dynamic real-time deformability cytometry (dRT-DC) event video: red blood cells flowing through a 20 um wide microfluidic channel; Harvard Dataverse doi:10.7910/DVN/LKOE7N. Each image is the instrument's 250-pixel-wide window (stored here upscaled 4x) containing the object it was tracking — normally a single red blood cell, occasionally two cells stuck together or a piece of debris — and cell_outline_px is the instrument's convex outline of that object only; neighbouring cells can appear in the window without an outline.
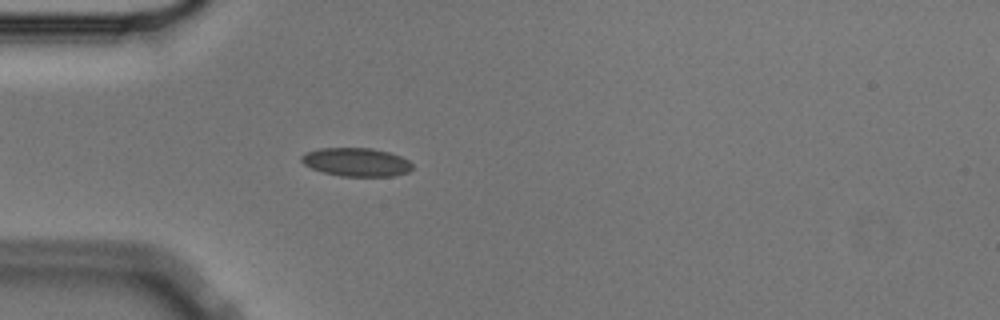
{"species": "Egyptian fruit bat (a non-hibernating species)", "species_latin": "Rousettus aegyptiacus", "temperature_condition": "cold", "stored_images_in_passage": 42, "camera_frame_rate_fps": 3000, "um_per_image_px": 0.085, "animal": {"sex": "male"}, "frame": {"image": 1, "passage_image": 2, "time_ms": 0.333, "image_size_px": [1000, 320], "cell_outline_px": [[412, 168], [408, 172], [392, 176], [340, 176], [324, 172], [312, 168], [304, 164], [300, 160], [300, 156], [308, 152], [320, 148], [372, 148], [388, 152], [400, 156], [408, 160], [412, 164]], "centroid_in_image_um": [30.29, 13.78], "position_along_channel_um": 54.7, "area_um2": 18.26}}
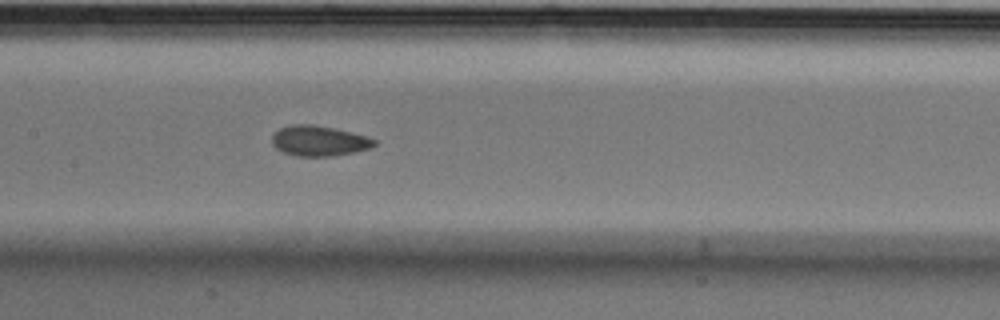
{"frame": {"image": 2, "passage_image": 13, "time_ms": 4.0, "image_size_px": [1000, 320], "cell_outline_px": [[376, 144], [372, 148], [332, 156], [296, 156], [284, 152], [276, 148], [272, 144], [272, 136], [280, 128], [292, 124], [312, 124], [336, 128], [368, 136], [376, 140]], "centroid_in_image_um": [27.14, 11.96], "position_along_channel_um": 180.3, "area_um2": 18.15}}
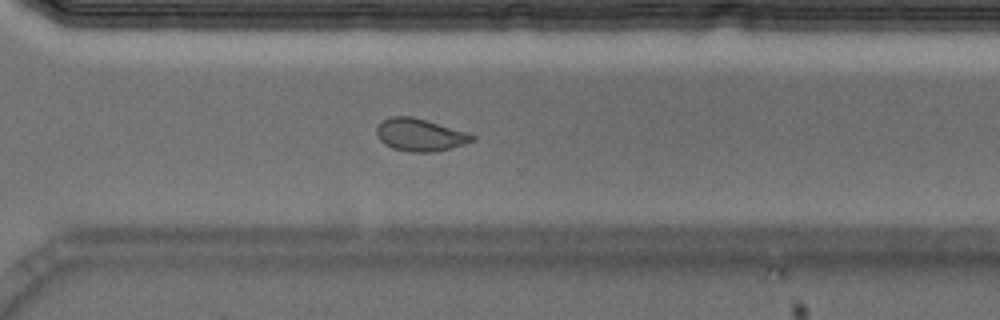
{"frame": {"image": 3, "passage_image": 26, "time_ms": 8.333, "image_size_px": [1000, 320], "cell_outline_px": [[476, 140], [464, 144], [432, 152], [412, 152], [392, 148], [384, 144], [380, 140], [376, 132], [376, 128], [384, 120], [392, 116], [412, 116], [468, 132], [476, 136]], "centroid_in_image_um": [35.71, 11.46], "position_along_channel_um": 334.9, "area_um2": 17.98}, "authors_computed_cell_mechanics": {"area_um2": 18.2937, "velocity_mm_per_s": 3.5817, "shape_relaxation_time_tau1_ms": null, "shape_relaxation_time_tau2_ms": 1.562, "deformation_change_tau1": null, "deformation_change_tau2": 0.0525}}